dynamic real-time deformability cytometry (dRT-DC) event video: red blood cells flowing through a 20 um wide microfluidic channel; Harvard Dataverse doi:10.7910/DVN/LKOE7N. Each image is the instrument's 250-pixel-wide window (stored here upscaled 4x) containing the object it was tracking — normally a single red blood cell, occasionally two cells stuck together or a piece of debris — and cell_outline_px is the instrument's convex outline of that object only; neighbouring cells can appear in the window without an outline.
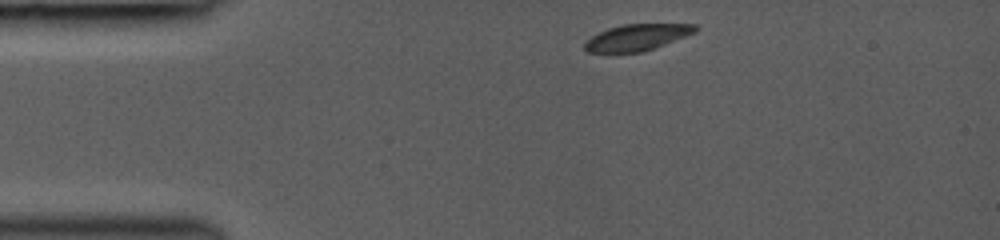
{"species": "common noctule bat (a hibernating species)", "species_latin": "Nyctalus noctula", "temperature_condition": "room temperature", "stored_images_in_passage": 35, "camera_frame_rate_fps": 3000, "um_per_image_px": 0.085, "animal": {"sex": "female", "body_mass_g": 19.0, "forearm_length_mm": 53.3}, "frame": {"image": 1, "passage_image": 1, "time_ms": 0.0, "image_size_px": [1000, 240], "cell_outline_px": [[700, 28], [696, 32], [644, 52], [588, 52], [584, 48], [584, 44], [592, 36], [608, 28], [624, 24], [696, 24]], "centroid_in_image_um": [54.18, 3.17], "position_along_channel_um": 30.8, "area_um2": 16.88}}
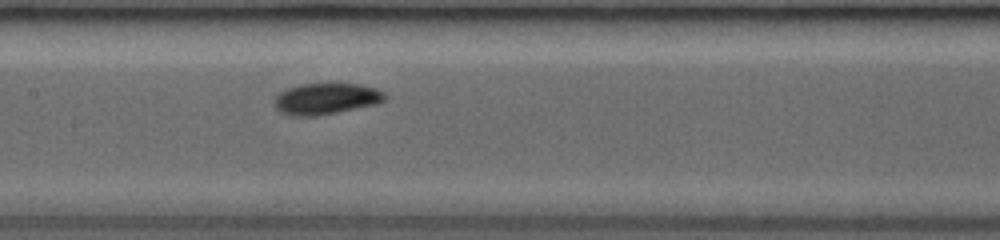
{"frame": {"image": 2, "passage_image": 15, "time_ms": 4.667, "image_size_px": [1000, 240], "cell_outline_px": [[388, 96], [384, 100], [376, 104], [316, 116], [292, 116], [280, 112], [272, 104], [272, 100], [280, 92], [288, 88], [300, 84], [360, 84], [376, 88], [384, 92]], "centroid_in_image_um": [27.68, 8.39], "position_along_channel_um": 179.7, "area_um2": 20.17}}
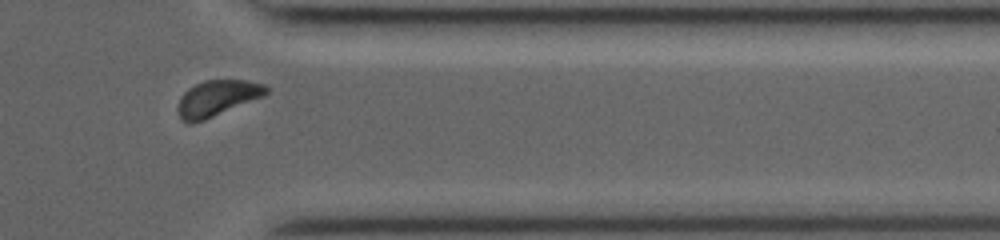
{"frame": {"image": 3, "passage_image": 30, "time_ms": 9.667, "image_size_px": [1000, 240], "cell_outline_px": [[268, 92], [264, 96], [204, 120], [192, 124], [180, 120], [176, 108], [180, 96], [188, 88], [204, 80], [244, 80], [264, 84], [268, 88]], "centroid_in_image_um": [18.41, 8.36], "position_along_channel_um": 393.0, "area_um2": 18.55}, "authors_computed_cell_mechanics": {"area_um2": 19.074, "velocity_mm_per_s": 4.2674, "shape_relaxation_time_tau1_ms": 1.8794, "shape_relaxation_time_tau2_ms": null, "deformation_change_tau1": 0.0759, "deformation_change_tau2": null}}